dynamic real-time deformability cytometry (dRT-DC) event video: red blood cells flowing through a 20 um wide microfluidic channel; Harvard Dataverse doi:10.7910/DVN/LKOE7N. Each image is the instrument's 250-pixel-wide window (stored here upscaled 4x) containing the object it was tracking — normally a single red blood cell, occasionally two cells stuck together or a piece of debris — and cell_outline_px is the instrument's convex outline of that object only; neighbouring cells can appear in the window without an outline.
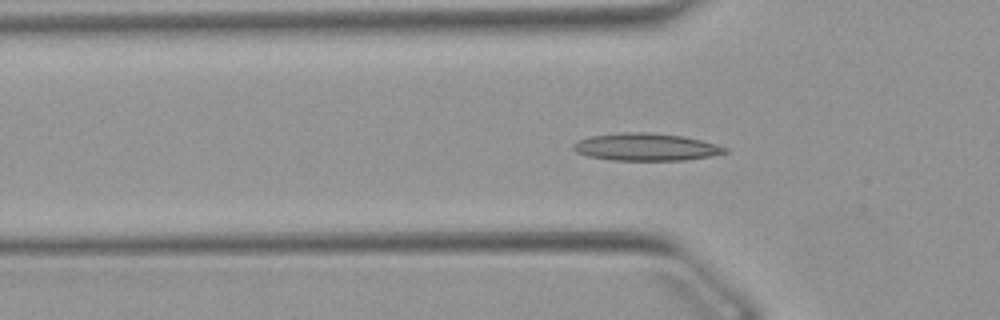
{"species": "Egyptian fruit bat (a non-hibernating species)", "species_latin": "Rousettus aegyptiacus", "temperature_condition": "warm", "stored_images_in_passage": 44, "camera_frame_rate_fps": 3000, "um_per_image_px": 0.085, "animal": {"sex": "female"}, "frame": {"image": 1, "passage_image": 7, "time_ms": 2.0, "image_size_px": [1000, 320], "cell_outline_px": [[728, 152], [712, 156], [684, 160], [612, 160], [588, 156], [576, 152], [572, 148], [572, 144], [580, 140], [592, 136], [620, 132], [648, 132], [684, 136], [716, 144], [728, 148]], "centroid_in_image_um": [54.92, 12.49], "position_along_channel_um": 70.9, "area_um2": 24.22}}
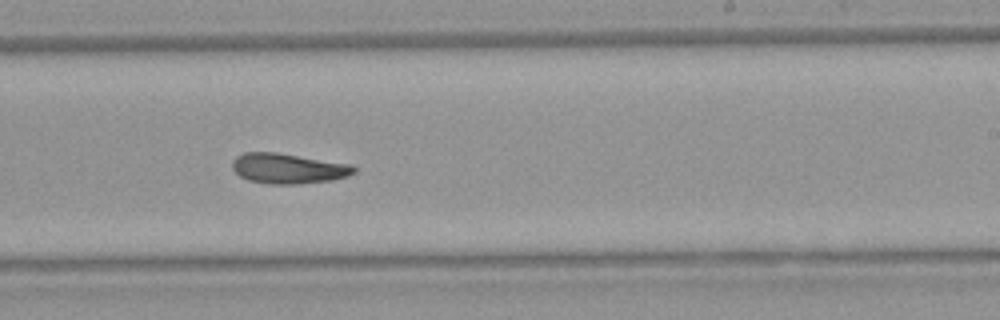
{"frame": {"image": 2, "passage_image": 22, "time_ms": 7.0, "image_size_px": [1000, 320], "cell_outline_px": [[356, 172], [348, 176], [332, 180], [296, 184], [268, 184], [248, 180], [240, 176], [232, 168], [232, 160], [236, 156], [244, 152], [276, 152], [352, 164], [356, 168]], "centroid_in_image_um": [24.5, 14.31], "position_along_channel_um": 264.5, "area_um2": 21.56}}
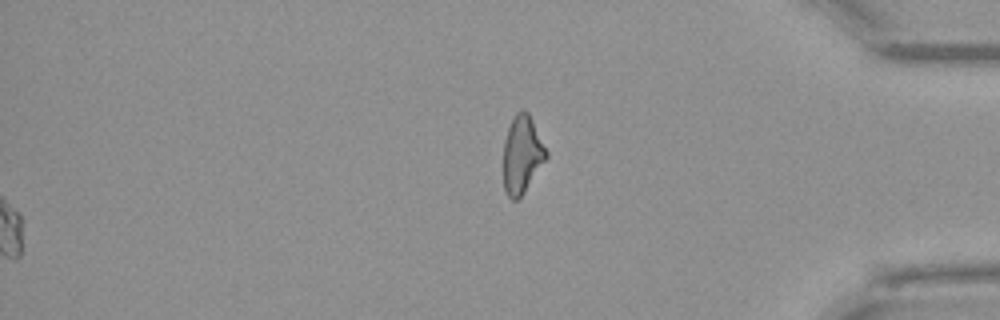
{"frame": {"image": 3, "passage_image": 44, "time_ms": 14.333, "image_size_px": [1000, 320], "cell_outline_px": [[548, 156], [524, 192], [516, 200], [512, 200], [508, 196], [504, 188], [504, 140], [508, 128], [516, 112], [524, 108], [528, 112], [548, 152]], "centroid_in_image_um": [44.37, 13.12], "position_along_channel_um": 390.8, "area_um2": 19.13}, "authors_computed_cell_mechanics": {"area_um2": 21.2126, "velocity_mm_per_s": 3.8833, "shape_relaxation_time_tau1_ms": 9.0785, "shape_relaxation_time_tau2_ms": 8.9463, "deformation_change_tau1": 0.2015, "deformation_change_tau2": 0.1778}}